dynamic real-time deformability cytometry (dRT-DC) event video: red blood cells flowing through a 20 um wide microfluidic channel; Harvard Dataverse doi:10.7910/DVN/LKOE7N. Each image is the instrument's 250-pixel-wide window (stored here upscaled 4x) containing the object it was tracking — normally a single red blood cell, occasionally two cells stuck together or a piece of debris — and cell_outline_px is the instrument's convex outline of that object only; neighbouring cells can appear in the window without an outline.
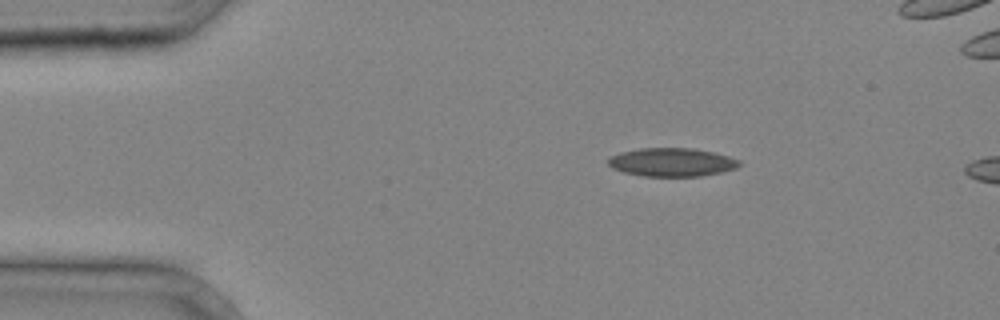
{"species": "common noctule bat (a hibernating species)", "species_latin": "Nyctalus noctula", "temperature_condition": "cold", "stored_images_in_passage": 2, "camera_frame_rate_fps": 3000, "um_per_image_px": 0.085, "animal": {"sex": "male", "body_mass_g": 20.4}, "frame": {"image": 1, "passage_image": 2, "time_ms": 0.333, "image_size_px": [1000, 320], "cell_outline_px": [[740, 164], [736, 168], [720, 172], [700, 176], [644, 176], [624, 172], [612, 168], [608, 164], [608, 160], [612, 156], [620, 152], [640, 148], [692, 148], [712, 152], [728, 156], [740, 160]], "centroid_in_image_um": [57.1, 13.78], "position_along_channel_um": 27.9, "area_um2": 21.56}}